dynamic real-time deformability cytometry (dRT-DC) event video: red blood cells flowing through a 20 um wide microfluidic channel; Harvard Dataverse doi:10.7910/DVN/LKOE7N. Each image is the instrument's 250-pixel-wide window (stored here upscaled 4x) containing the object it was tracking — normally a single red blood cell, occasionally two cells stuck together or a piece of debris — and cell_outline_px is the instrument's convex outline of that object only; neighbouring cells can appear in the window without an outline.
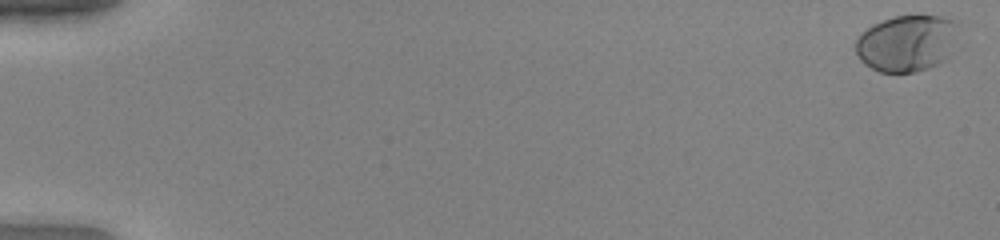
{"species": "human", "species_latin": "Homo sapiens", "temperature_condition": "warm", "stored_images_in_passage": 13, "camera_frame_rate_fps": 3000, "um_per_image_px": 0.085, "donor": {"sex": "female"}, "frame": {"image": 1, "passage_image": 1, "time_ms": 0.0, "image_size_px": [1000, 240], "cell_outline_px": [[960, 24], [948, 60], [940, 64], [916, 72], [880, 72], [864, 64], [860, 60], [856, 52], [856, 40], [860, 32], [872, 24], [880, 20], [892, 16], [940, 16], [956, 20]], "centroid_in_image_um": [77.09, 3.66], "position_along_channel_um": 7.9, "area_um2": 34.45}}